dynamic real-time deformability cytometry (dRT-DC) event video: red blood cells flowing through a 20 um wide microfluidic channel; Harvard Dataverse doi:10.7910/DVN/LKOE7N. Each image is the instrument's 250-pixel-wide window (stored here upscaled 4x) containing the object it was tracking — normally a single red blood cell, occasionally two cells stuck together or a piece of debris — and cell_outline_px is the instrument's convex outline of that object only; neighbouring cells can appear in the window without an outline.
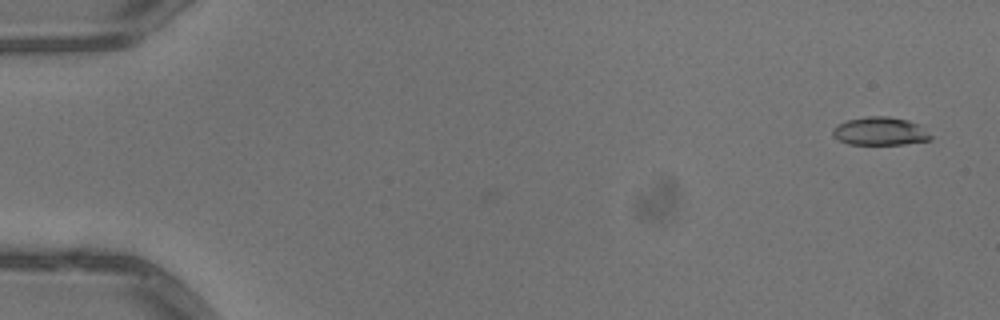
{"species": "common noctule bat (a hibernating species)", "species_latin": "Nyctalus noctula", "temperature_condition": "warm", "stored_images_in_passage": 48, "camera_frame_rate_fps": 3000, "um_per_image_px": 0.085, "animal": {"sex": "male", "body_mass_g": 13.3}, "frame": {"image": 1, "passage_image": 2, "time_ms": 0.333, "image_size_px": [1000, 320], "cell_outline_px": [[932, 140], [904, 144], [848, 144], [832, 136], [832, 128], [836, 124], [848, 120], [868, 116], [888, 116], [908, 120], [920, 124], [932, 136]], "centroid_in_image_um": [74.81, 11.15], "position_along_channel_um": 10.2, "area_um2": 16.24}}
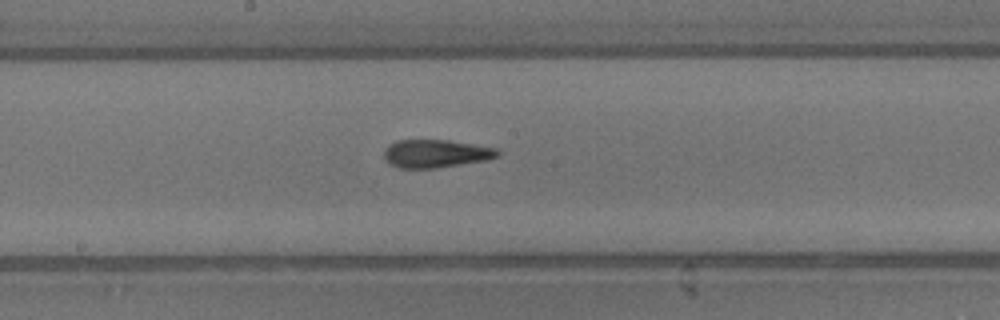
{"frame": {"image": 2, "passage_image": 28, "time_ms": 9.0, "image_size_px": [1000, 320], "cell_outline_px": [[500, 156], [488, 160], [436, 168], [400, 168], [388, 164], [384, 160], [384, 148], [388, 144], [396, 140], [448, 140], [496, 148], [500, 152]], "centroid_in_image_um": [37.01, 13.06], "position_along_channel_um": 211.2, "area_um2": 18.79}}
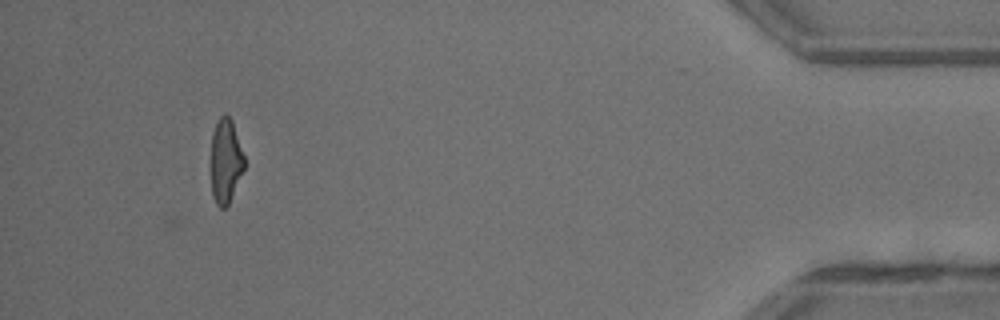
{"frame": {"image": 3, "passage_image": 48, "time_ms": 15.667, "image_size_px": [1000, 320], "cell_outline_px": [[244, 168], [228, 204], [224, 208], [220, 208], [216, 204], [212, 196], [212, 132], [216, 120], [224, 112], [232, 120], [244, 156]], "centroid_in_image_um": [19.17, 13.64], "position_along_channel_um": 416.0, "area_um2": 16.18}, "authors_computed_cell_mechanics": {"area_um2": 18.1492, "velocity_mm_per_s": 4.088, "shape_relaxation_time_tau1_ms": 5.9842, "shape_relaxation_time_tau2_ms": 2.1691, "deformation_change_tau1": 0.2272, "deformation_change_tau2": 0.102}}